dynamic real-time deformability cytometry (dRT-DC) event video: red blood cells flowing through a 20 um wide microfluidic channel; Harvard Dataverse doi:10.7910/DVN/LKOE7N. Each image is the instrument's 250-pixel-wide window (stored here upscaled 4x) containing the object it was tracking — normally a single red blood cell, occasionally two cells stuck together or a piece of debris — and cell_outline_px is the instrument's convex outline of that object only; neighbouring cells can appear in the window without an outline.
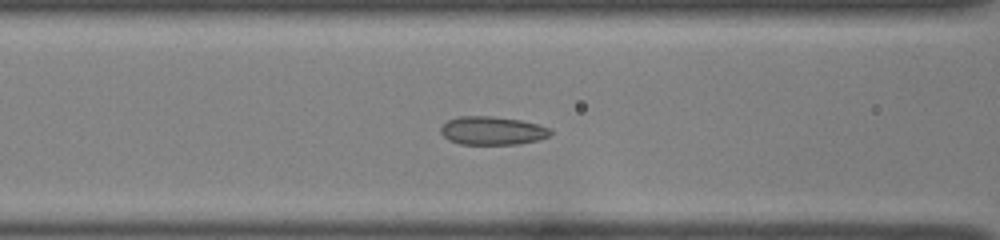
{"species": "common noctule bat (a hibernating species)", "species_latin": "Nyctalus noctula", "temperature_condition": "room temperature", "stored_images_in_passage": 48, "camera_frame_rate_fps": 3000, "um_per_image_px": 0.085, "animal": {"sex": "female", "body_mass_g": 22.0, "forearm_length_mm": 56.7}, "frame": {"image": 1, "passage_image": 20, "time_ms": 6.333, "image_size_px": [1000, 240], "cell_outline_px": [[552, 132], [548, 136], [540, 140], [520, 144], [460, 144], [448, 140], [440, 132], [440, 128], [448, 120], [456, 116], [492, 116], [520, 120], [552, 128]], "centroid_in_image_um": [41.85, 11.11], "position_along_channel_um": 124.7, "area_um2": 18.26}}
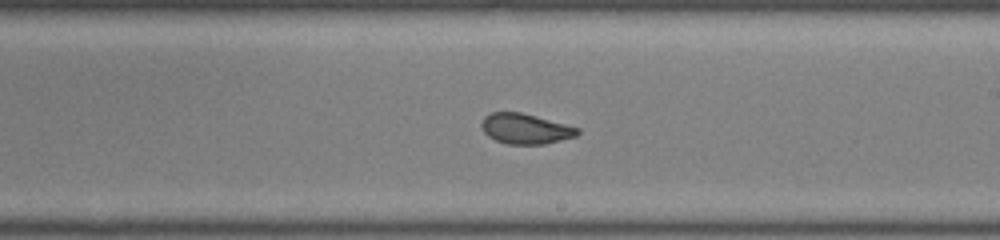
{"frame": {"image": 2, "passage_image": 29, "time_ms": 9.333, "image_size_px": [1000, 240], "cell_outline_px": [[580, 132], [576, 136], [544, 144], [508, 144], [496, 140], [488, 136], [484, 132], [480, 124], [484, 116], [492, 112], [520, 112], [580, 128]], "centroid_in_image_um": [44.64, 10.94], "position_along_channel_um": 244.4, "area_um2": 16.82}}
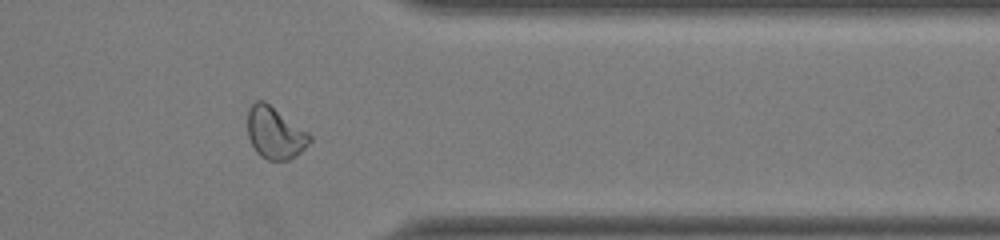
{"frame": {"image": 3, "passage_image": 40, "time_ms": 13.0, "image_size_px": [1000, 240], "cell_outline_px": [[312, 140], [296, 156], [288, 160], [268, 160], [260, 156], [256, 152], [248, 136], [248, 108], [256, 100], [264, 100], [308, 132], [312, 136]], "centroid_in_image_um": [23.37, 11.3], "position_along_channel_um": 388.0, "area_um2": 18.73}, "authors_computed_cell_mechanics": {"area_um2": 18.6983, "velocity_mm_per_s": 4.0045, "shape_relaxation_time_tau1_ms": 7.4011, "shape_relaxation_time_tau2_ms": 1.0931, "deformation_change_tau1": 0.2173, "deformation_change_tau2": 0.0681}}